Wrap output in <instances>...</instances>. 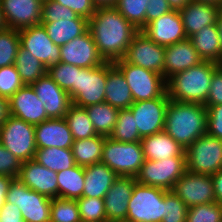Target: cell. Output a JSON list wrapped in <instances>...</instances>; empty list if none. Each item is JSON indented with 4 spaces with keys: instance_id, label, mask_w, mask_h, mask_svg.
I'll return each mask as SVG.
<instances>
[{
    "instance_id": "35",
    "label": "cell",
    "mask_w": 222,
    "mask_h": 222,
    "mask_svg": "<svg viewBox=\"0 0 222 222\" xmlns=\"http://www.w3.org/2000/svg\"><path fill=\"white\" fill-rule=\"evenodd\" d=\"M15 67L24 85H31L47 74V67L25 50L21 45L18 49Z\"/></svg>"
},
{
    "instance_id": "6",
    "label": "cell",
    "mask_w": 222,
    "mask_h": 222,
    "mask_svg": "<svg viewBox=\"0 0 222 222\" xmlns=\"http://www.w3.org/2000/svg\"><path fill=\"white\" fill-rule=\"evenodd\" d=\"M167 190L134 184L128 203L126 221L161 222L164 217V194Z\"/></svg>"
},
{
    "instance_id": "14",
    "label": "cell",
    "mask_w": 222,
    "mask_h": 222,
    "mask_svg": "<svg viewBox=\"0 0 222 222\" xmlns=\"http://www.w3.org/2000/svg\"><path fill=\"white\" fill-rule=\"evenodd\" d=\"M172 191L187 207L216 202L211 175L186 172L175 182Z\"/></svg>"
},
{
    "instance_id": "46",
    "label": "cell",
    "mask_w": 222,
    "mask_h": 222,
    "mask_svg": "<svg viewBox=\"0 0 222 222\" xmlns=\"http://www.w3.org/2000/svg\"><path fill=\"white\" fill-rule=\"evenodd\" d=\"M77 16L78 14L74 11L54 0L43 2L41 23L59 21L60 19H75Z\"/></svg>"
},
{
    "instance_id": "24",
    "label": "cell",
    "mask_w": 222,
    "mask_h": 222,
    "mask_svg": "<svg viewBox=\"0 0 222 222\" xmlns=\"http://www.w3.org/2000/svg\"><path fill=\"white\" fill-rule=\"evenodd\" d=\"M201 62L203 59L188 38L173 45L165 46L164 79L167 80L174 74Z\"/></svg>"
},
{
    "instance_id": "29",
    "label": "cell",
    "mask_w": 222,
    "mask_h": 222,
    "mask_svg": "<svg viewBox=\"0 0 222 222\" xmlns=\"http://www.w3.org/2000/svg\"><path fill=\"white\" fill-rule=\"evenodd\" d=\"M188 39L203 61L222 65V47L217 24L205 26Z\"/></svg>"
},
{
    "instance_id": "17",
    "label": "cell",
    "mask_w": 222,
    "mask_h": 222,
    "mask_svg": "<svg viewBox=\"0 0 222 222\" xmlns=\"http://www.w3.org/2000/svg\"><path fill=\"white\" fill-rule=\"evenodd\" d=\"M42 5L41 0H0L6 27L17 30L39 25L42 18Z\"/></svg>"
},
{
    "instance_id": "1",
    "label": "cell",
    "mask_w": 222,
    "mask_h": 222,
    "mask_svg": "<svg viewBox=\"0 0 222 222\" xmlns=\"http://www.w3.org/2000/svg\"><path fill=\"white\" fill-rule=\"evenodd\" d=\"M88 28L106 62L122 59L134 36L140 31L114 6L97 7L88 20Z\"/></svg>"
},
{
    "instance_id": "5",
    "label": "cell",
    "mask_w": 222,
    "mask_h": 222,
    "mask_svg": "<svg viewBox=\"0 0 222 222\" xmlns=\"http://www.w3.org/2000/svg\"><path fill=\"white\" fill-rule=\"evenodd\" d=\"M0 143L20 162L33 160L37 150L35 125L9 115L0 125Z\"/></svg>"
},
{
    "instance_id": "25",
    "label": "cell",
    "mask_w": 222,
    "mask_h": 222,
    "mask_svg": "<svg viewBox=\"0 0 222 222\" xmlns=\"http://www.w3.org/2000/svg\"><path fill=\"white\" fill-rule=\"evenodd\" d=\"M187 38L208 25L217 24L219 6L190 2L179 11Z\"/></svg>"
},
{
    "instance_id": "60",
    "label": "cell",
    "mask_w": 222,
    "mask_h": 222,
    "mask_svg": "<svg viewBox=\"0 0 222 222\" xmlns=\"http://www.w3.org/2000/svg\"><path fill=\"white\" fill-rule=\"evenodd\" d=\"M5 28H6V25H5L4 18H3V15H2V10H1V7H0V31L4 30Z\"/></svg>"
},
{
    "instance_id": "7",
    "label": "cell",
    "mask_w": 222,
    "mask_h": 222,
    "mask_svg": "<svg viewBox=\"0 0 222 222\" xmlns=\"http://www.w3.org/2000/svg\"><path fill=\"white\" fill-rule=\"evenodd\" d=\"M113 63L123 73L134 102L158 98L166 91V80L163 75L126 63L123 59Z\"/></svg>"
},
{
    "instance_id": "42",
    "label": "cell",
    "mask_w": 222,
    "mask_h": 222,
    "mask_svg": "<svg viewBox=\"0 0 222 222\" xmlns=\"http://www.w3.org/2000/svg\"><path fill=\"white\" fill-rule=\"evenodd\" d=\"M76 200L81 222H103L107 220L103 198L80 197Z\"/></svg>"
},
{
    "instance_id": "59",
    "label": "cell",
    "mask_w": 222,
    "mask_h": 222,
    "mask_svg": "<svg viewBox=\"0 0 222 222\" xmlns=\"http://www.w3.org/2000/svg\"><path fill=\"white\" fill-rule=\"evenodd\" d=\"M217 26L219 30L220 42H221V47H222V19L220 17L217 20Z\"/></svg>"
},
{
    "instance_id": "11",
    "label": "cell",
    "mask_w": 222,
    "mask_h": 222,
    "mask_svg": "<svg viewBox=\"0 0 222 222\" xmlns=\"http://www.w3.org/2000/svg\"><path fill=\"white\" fill-rule=\"evenodd\" d=\"M107 62L93 68H80L76 79V97L73 105L86 108L105 100Z\"/></svg>"
},
{
    "instance_id": "37",
    "label": "cell",
    "mask_w": 222,
    "mask_h": 222,
    "mask_svg": "<svg viewBox=\"0 0 222 222\" xmlns=\"http://www.w3.org/2000/svg\"><path fill=\"white\" fill-rule=\"evenodd\" d=\"M77 72H80V67L64 62L50 65L47 69V74L62 90L68 92L72 100L76 97Z\"/></svg>"
},
{
    "instance_id": "40",
    "label": "cell",
    "mask_w": 222,
    "mask_h": 222,
    "mask_svg": "<svg viewBox=\"0 0 222 222\" xmlns=\"http://www.w3.org/2000/svg\"><path fill=\"white\" fill-rule=\"evenodd\" d=\"M19 47V30L6 27L0 31V68L15 64Z\"/></svg>"
},
{
    "instance_id": "26",
    "label": "cell",
    "mask_w": 222,
    "mask_h": 222,
    "mask_svg": "<svg viewBox=\"0 0 222 222\" xmlns=\"http://www.w3.org/2000/svg\"><path fill=\"white\" fill-rule=\"evenodd\" d=\"M104 102L121 110L128 109L134 103L131 89L123 73L114 65L107 62V80Z\"/></svg>"
},
{
    "instance_id": "18",
    "label": "cell",
    "mask_w": 222,
    "mask_h": 222,
    "mask_svg": "<svg viewBox=\"0 0 222 222\" xmlns=\"http://www.w3.org/2000/svg\"><path fill=\"white\" fill-rule=\"evenodd\" d=\"M31 86L38 99L44 104L49 119L64 118L73 105L68 92L62 90L48 74L39 78Z\"/></svg>"
},
{
    "instance_id": "56",
    "label": "cell",
    "mask_w": 222,
    "mask_h": 222,
    "mask_svg": "<svg viewBox=\"0 0 222 222\" xmlns=\"http://www.w3.org/2000/svg\"><path fill=\"white\" fill-rule=\"evenodd\" d=\"M170 8L172 10L180 11L182 10L191 0H167Z\"/></svg>"
},
{
    "instance_id": "22",
    "label": "cell",
    "mask_w": 222,
    "mask_h": 222,
    "mask_svg": "<svg viewBox=\"0 0 222 222\" xmlns=\"http://www.w3.org/2000/svg\"><path fill=\"white\" fill-rule=\"evenodd\" d=\"M136 177L118 176L104 196L107 220L125 222Z\"/></svg>"
},
{
    "instance_id": "43",
    "label": "cell",
    "mask_w": 222,
    "mask_h": 222,
    "mask_svg": "<svg viewBox=\"0 0 222 222\" xmlns=\"http://www.w3.org/2000/svg\"><path fill=\"white\" fill-rule=\"evenodd\" d=\"M186 222H222V206L213 202L189 207Z\"/></svg>"
},
{
    "instance_id": "3",
    "label": "cell",
    "mask_w": 222,
    "mask_h": 222,
    "mask_svg": "<svg viewBox=\"0 0 222 222\" xmlns=\"http://www.w3.org/2000/svg\"><path fill=\"white\" fill-rule=\"evenodd\" d=\"M220 64L203 61L166 80V92L170 100L204 105L211 86L214 71Z\"/></svg>"
},
{
    "instance_id": "8",
    "label": "cell",
    "mask_w": 222,
    "mask_h": 222,
    "mask_svg": "<svg viewBox=\"0 0 222 222\" xmlns=\"http://www.w3.org/2000/svg\"><path fill=\"white\" fill-rule=\"evenodd\" d=\"M186 170L192 173L213 175L222 170V140L204 134L186 150Z\"/></svg>"
},
{
    "instance_id": "51",
    "label": "cell",
    "mask_w": 222,
    "mask_h": 222,
    "mask_svg": "<svg viewBox=\"0 0 222 222\" xmlns=\"http://www.w3.org/2000/svg\"><path fill=\"white\" fill-rule=\"evenodd\" d=\"M172 11L167 0H149L146 5L145 26L152 20Z\"/></svg>"
},
{
    "instance_id": "33",
    "label": "cell",
    "mask_w": 222,
    "mask_h": 222,
    "mask_svg": "<svg viewBox=\"0 0 222 222\" xmlns=\"http://www.w3.org/2000/svg\"><path fill=\"white\" fill-rule=\"evenodd\" d=\"M85 109L97 135L109 137L114 130L119 109L106 102L90 105Z\"/></svg>"
},
{
    "instance_id": "44",
    "label": "cell",
    "mask_w": 222,
    "mask_h": 222,
    "mask_svg": "<svg viewBox=\"0 0 222 222\" xmlns=\"http://www.w3.org/2000/svg\"><path fill=\"white\" fill-rule=\"evenodd\" d=\"M187 205L173 191L164 194V217L161 222H186Z\"/></svg>"
},
{
    "instance_id": "61",
    "label": "cell",
    "mask_w": 222,
    "mask_h": 222,
    "mask_svg": "<svg viewBox=\"0 0 222 222\" xmlns=\"http://www.w3.org/2000/svg\"><path fill=\"white\" fill-rule=\"evenodd\" d=\"M219 17L222 19V4L219 6Z\"/></svg>"
},
{
    "instance_id": "32",
    "label": "cell",
    "mask_w": 222,
    "mask_h": 222,
    "mask_svg": "<svg viewBox=\"0 0 222 222\" xmlns=\"http://www.w3.org/2000/svg\"><path fill=\"white\" fill-rule=\"evenodd\" d=\"M84 167L75 165L57 172L58 197L78 199L82 197L84 188Z\"/></svg>"
},
{
    "instance_id": "20",
    "label": "cell",
    "mask_w": 222,
    "mask_h": 222,
    "mask_svg": "<svg viewBox=\"0 0 222 222\" xmlns=\"http://www.w3.org/2000/svg\"><path fill=\"white\" fill-rule=\"evenodd\" d=\"M141 31L164 47L187 39L181 14L176 10L152 20Z\"/></svg>"
},
{
    "instance_id": "34",
    "label": "cell",
    "mask_w": 222,
    "mask_h": 222,
    "mask_svg": "<svg viewBox=\"0 0 222 222\" xmlns=\"http://www.w3.org/2000/svg\"><path fill=\"white\" fill-rule=\"evenodd\" d=\"M34 160L55 172L63 171L76 165L72 148L47 147L37 149Z\"/></svg>"
},
{
    "instance_id": "47",
    "label": "cell",
    "mask_w": 222,
    "mask_h": 222,
    "mask_svg": "<svg viewBox=\"0 0 222 222\" xmlns=\"http://www.w3.org/2000/svg\"><path fill=\"white\" fill-rule=\"evenodd\" d=\"M22 162L0 143V175L17 179Z\"/></svg>"
},
{
    "instance_id": "19",
    "label": "cell",
    "mask_w": 222,
    "mask_h": 222,
    "mask_svg": "<svg viewBox=\"0 0 222 222\" xmlns=\"http://www.w3.org/2000/svg\"><path fill=\"white\" fill-rule=\"evenodd\" d=\"M9 115L25 122L37 125L49 119L44 104L38 99L31 85H24L9 99Z\"/></svg>"
},
{
    "instance_id": "4",
    "label": "cell",
    "mask_w": 222,
    "mask_h": 222,
    "mask_svg": "<svg viewBox=\"0 0 222 222\" xmlns=\"http://www.w3.org/2000/svg\"><path fill=\"white\" fill-rule=\"evenodd\" d=\"M144 161L141 142H117L105 137L101 162L118 176L136 177Z\"/></svg>"
},
{
    "instance_id": "52",
    "label": "cell",
    "mask_w": 222,
    "mask_h": 222,
    "mask_svg": "<svg viewBox=\"0 0 222 222\" xmlns=\"http://www.w3.org/2000/svg\"><path fill=\"white\" fill-rule=\"evenodd\" d=\"M0 222H24V219L16 204L5 201L0 209Z\"/></svg>"
},
{
    "instance_id": "23",
    "label": "cell",
    "mask_w": 222,
    "mask_h": 222,
    "mask_svg": "<svg viewBox=\"0 0 222 222\" xmlns=\"http://www.w3.org/2000/svg\"><path fill=\"white\" fill-rule=\"evenodd\" d=\"M72 133L64 118L47 119L35 125V144L37 149L47 147L72 148Z\"/></svg>"
},
{
    "instance_id": "36",
    "label": "cell",
    "mask_w": 222,
    "mask_h": 222,
    "mask_svg": "<svg viewBox=\"0 0 222 222\" xmlns=\"http://www.w3.org/2000/svg\"><path fill=\"white\" fill-rule=\"evenodd\" d=\"M64 119L68 124L74 140L90 138L97 135L85 108L72 105Z\"/></svg>"
},
{
    "instance_id": "58",
    "label": "cell",
    "mask_w": 222,
    "mask_h": 222,
    "mask_svg": "<svg viewBox=\"0 0 222 222\" xmlns=\"http://www.w3.org/2000/svg\"><path fill=\"white\" fill-rule=\"evenodd\" d=\"M192 2L197 3H205L220 6L222 4V0H191Z\"/></svg>"
},
{
    "instance_id": "50",
    "label": "cell",
    "mask_w": 222,
    "mask_h": 222,
    "mask_svg": "<svg viewBox=\"0 0 222 222\" xmlns=\"http://www.w3.org/2000/svg\"><path fill=\"white\" fill-rule=\"evenodd\" d=\"M60 5L74 11L79 16L90 19L95 13L97 7L93 0H54Z\"/></svg>"
},
{
    "instance_id": "13",
    "label": "cell",
    "mask_w": 222,
    "mask_h": 222,
    "mask_svg": "<svg viewBox=\"0 0 222 222\" xmlns=\"http://www.w3.org/2000/svg\"><path fill=\"white\" fill-rule=\"evenodd\" d=\"M169 97L165 91L160 97L134 102L130 110L141 138L164 131Z\"/></svg>"
},
{
    "instance_id": "39",
    "label": "cell",
    "mask_w": 222,
    "mask_h": 222,
    "mask_svg": "<svg viewBox=\"0 0 222 222\" xmlns=\"http://www.w3.org/2000/svg\"><path fill=\"white\" fill-rule=\"evenodd\" d=\"M50 222H81L76 199H51Z\"/></svg>"
},
{
    "instance_id": "21",
    "label": "cell",
    "mask_w": 222,
    "mask_h": 222,
    "mask_svg": "<svg viewBox=\"0 0 222 222\" xmlns=\"http://www.w3.org/2000/svg\"><path fill=\"white\" fill-rule=\"evenodd\" d=\"M17 179L50 199L58 197L57 172L38 164L34 159L22 162Z\"/></svg>"
},
{
    "instance_id": "31",
    "label": "cell",
    "mask_w": 222,
    "mask_h": 222,
    "mask_svg": "<svg viewBox=\"0 0 222 222\" xmlns=\"http://www.w3.org/2000/svg\"><path fill=\"white\" fill-rule=\"evenodd\" d=\"M105 136L74 140L72 152L76 165L86 167L101 162Z\"/></svg>"
},
{
    "instance_id": "62",
    "label": "cell",
    "mask_w": 222,
    "mask_h": 222,
    "mask_svg": "<svg viewBox=\"0 0 222 222\" xmlns=\"http://www.w3.org/2000/svg\"><path fill=\"white\" fill-rule=\"evenodd\" d=\"M103 222H115V221L106 220V221H103Z\"/></svg>"
},
{
    "instance_id": "49",
    "label": "cell",
    "mask_w": 222,
    "mask_h": 222,
    "mask_svg": "<svg viewBox=\"0 0 222 222\" xmlns=\"http://www.w3.org/2000/svg\"><path fill=\"white\" fill-rule=\"evenodd\" d=\"M207 134L222 140V105L207 109Z\"/></svg>"
},
{
    "instance_id": "54",
    "label": "cell",
    "mask_w": 222,
    "mask_h": 222,
    "mask_svg": "<svg viewBox=\"0 0 222 222\" xmlns=\"http://www.w3.org/2000/svg\"><path fill=\"white\" fill-rule=\"evenodd\" d=\"M12 180V177L0 175V209L6 201V194Z\"/></svg>"
},
{
    "instance_id": "16",
    "label": "cell",
    "mask_w": 222,
    "mask_h": 222,
    "mask_svg": "<svg viewBox=\"0 0 222 222\" xmlns=\"http://www.w3.org/2000/svg\"><path fill=\"white\" fill-rule=\"evenodd\" d=\"M60 62L80 68H93L106 61L100 55L91 32L88 30L65 45L60 46Z\"/></svg>"
},
{
    "instance_id": "53",
    "label": "cell",
    "mask_w": 222,
    "mask_h": 222,
    "mask_svg": "<svg viewBox=\"0 0 222 222\" xmlns=\"http://www.w3.org/2000/svg\"><path fill=\"white\" fill-rule=\"evenodd\" d=\"M211 178L213 180L216 203L222 206V170L211 175Z\"/></svg>"
},
{
    "instance_id": "57",
    "label": "cell",
    "mask_w": 222,
    "mask_h": 222,
    "mask_svg": "<svg viewBox=\"0 0 222 222\" xmlns=\"http://www.w3.org/2000/svg\"><path fill=\"white\" fill-rule=\"evenodd\" d=\"M117 0H93L96 7L113 6Z\"/></svg>"
},
{
    "instance_id": "30",
    "label": "cell",
    "mask_w": 222,
    "mask_h": 222,
    "mask_svg": "<svg viewBox=\"0 0 222 222\" xmlns=\"http://www.w3.org/2000/svg\"><path fill=\"white\" fill-rule=\"evenodd\" d=\"M54 44L62 46L72 39L88 31V19L77 16L75 19H60L59 21L40 23Z\"/></svg>"
},
{
    "instance_id": "55",
    "label": "cell",
    "mask_w": 222,
    "mask_h": 222,
    "mask_svg": "<svg viewBox=\"0 0 222 222\" xmlns=\"http://www.w3.org/2000/svg\"><path fill=\"white\" fill-rule=\"evenodd\" d=\"M9 116L8 100L0 96V125Z\"/></svg>"
},
{
    "instance_id": "41",
    "label": "cell",
    "mask_w": 222,
    "mask_h": 222,
    "mask_svg": "<svg viewBox=\"0 0 222 222\" xmlns=\"http://www.w3.org/2000/svg\"><path fill=\"white\" fill-rule=\"evenodd\" d=\"M148 3L149 0H117L113 6L138 30H142Z\"/></svg>"
},
{
    "instance_id": "45",
    "label": "cell",
    "mask_w": 222,
    "mask_h": 222,
    "mask_svg": "<svg viewBox=\"0 0 222 222\" xmlns=\"http://www.w3.org/2000/svg\"><path fill=\"white\" fill-rule=\"evenodd\" d=\"M22 86H24V83L22 82L15 65L0 68L1 97L8 100Z\"/></svg>"
},
{
    "instance_id": "28",
    "label": "cell",
    "mask_w": 222,
    "mask_h": 222,
    "mask_svg": "<svg viewBox=\"0 0 222 222\" xmlns=\"http://www.w3.org/2000/svg\"><path fill=\"white\" fill-rule=\"evenodd\" d=\"M117 177L118 175L102 162L84 167L82 197L104 198Z\"/></svg>"
},
{
    "instance_id": "15",
    "label": "cell",
    "mask_w": 222,
    "mask_h": 222,
    "mask_svg": "<svg viewBox=\"0 0 222 222\" xmlns=\"http://www.w3.org/2000/svg\"><path fill=\"white\" fill-rule=\"evenodd\" d=\"M20 45L47 68L60 62V46L53 43L43 25L19 29Z\"/></svg>"
},
{
    "instance_id": "9",
    "label": "cell",
    "mask_w": 222,
    "mask_h": 222,
    "mask_svg": "<svg viewBox=\"0 0 222 222\" xmlns=\"http://www.w3.org/2000/svg\"><path fill=\"white\" fill-rule=\"evenodd\" d=\"M5 200L18 206L24 222H50L51 199L31 190L18 179L11 181Z\"/></svg>"
},
{
    "instance_id": "12",
    "label": "cell",
    "mask_w": 222,
    "mask_h": 222,
    "mask_svg": "<svg viewBox=\"0 0 222 222\" xmlns=\"http://www.w3.org/2000/svg\"><path fill=\"white\" fill-rule=\"evenodd\" d=\"M122 59L164 77L165 47L153 42L141 30L134 36Z\"/></svg>"
},
{
    "instance_id": "38",
    "label": "cell",
    "mask_w": 222,
    "mask_h": 222,
    "mask_svg": "<svg viewBox=\"0 0 222 222\" xmlns=\"http://www.w3.org/2000/svg\"><path fill=\"white\" fill-rule=\"evenodd\" d=\"M109 137L117 142H141L142 138L139 135L135 119L129 108L119 110L114 130Z\"/></svg>"
},
{
    "instance_id": "2",
    "label": "cell",
    "mask_w": 222,
    "mask_h": 222,
    "mask_svg": "<svg viewBox=\"0 0 222 222\" xmlns=\"http://www.w3.org/2000/svg\"><path fill=\"white\" fill-rule=\"evenodd\" d=\"M164 131L184 149L207 134V108L199 103L169 100Z\"/></svg>"
},
{
    "instance_id": "48",
    "label": "cell",
    "mask_w": 222,
    "mask_h": 222,
    "mask_svg": "<svg viewBox=\"0 0 222 222\" xmlns=\"http://www.w3.org/2000/svg\"><path fill=\"white\" fill-rule=\"evenodd\" d=\"M216 105H222V65L213 73L208 97L204 104L207 109Z\"/></svg>"
},
{
    "instance_id": "27",
    "label": "cell",
    "mask_w": 222,
    "mask_h": 222,
    "mask_svg": "<svg viewBox=\"0 0 222 222\" xmlns=\"http://www.w3.org/2000/svg\"><path fill=\"white\" fill-rule=\"evenodd\" d=\"M145 160H163L186 157L185 150L165 131L141 139Z\"/></svg>"
},
{
    "instance_id": "10",
    "label": "cell",
    "mask_w": 222,
    "mask_h": 222,
    "mask_svg": "<svg viewBox=\"0 0 222 222\" xmlns=\"http://www.w3.org/2000/svg\"><path fill=\"white\" fill-rule=\"evenodd\" d=\"M186 172V157L145 160L136 176L141 185L172 191L175 182Z\"/></svg>"
}]
</instances>
